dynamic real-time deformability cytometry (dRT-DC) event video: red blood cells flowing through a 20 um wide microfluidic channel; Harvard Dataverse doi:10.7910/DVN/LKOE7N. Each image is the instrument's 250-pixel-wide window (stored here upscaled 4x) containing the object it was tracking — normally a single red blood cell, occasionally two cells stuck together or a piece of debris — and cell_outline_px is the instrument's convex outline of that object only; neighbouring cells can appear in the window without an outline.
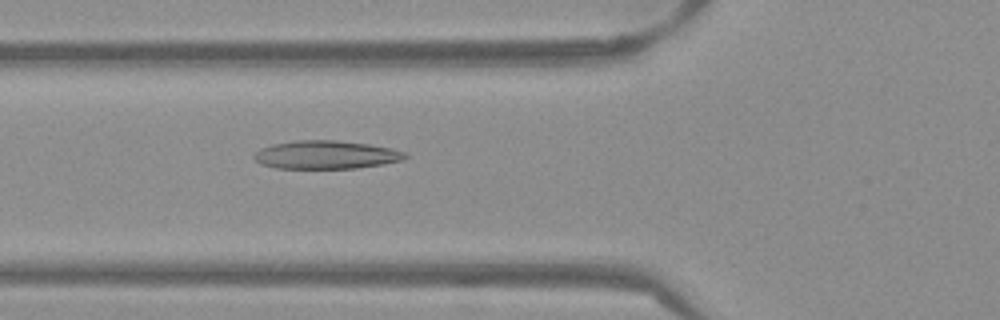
{"species": "Egyptian fruit bat (a non-hibernating species)", "species_latin": "Rousettus aegyptiacus", "temperature_condition": "warm", "stored_images_in_passage": 52, "camera_frame_rate_fps": 3000, "um_per_image_px": 0.085, "frame": {"image": 1, "passage_image": 19, "time_ms": 6.0, "image_size_px": [1000, 320], "cell_outline_px": [[408, 156], [404, 160], [384, 164], [356, 168], [276, 168], [260, 164], [252, 156], [260, 148], [272, 144], [296, 140], [336, 140], [368, 144], [408, 152]], "centroid_in_image_um": [27.71, 13.16], "position_along_channel_um": 98.1, "area_um2": 24.97}}
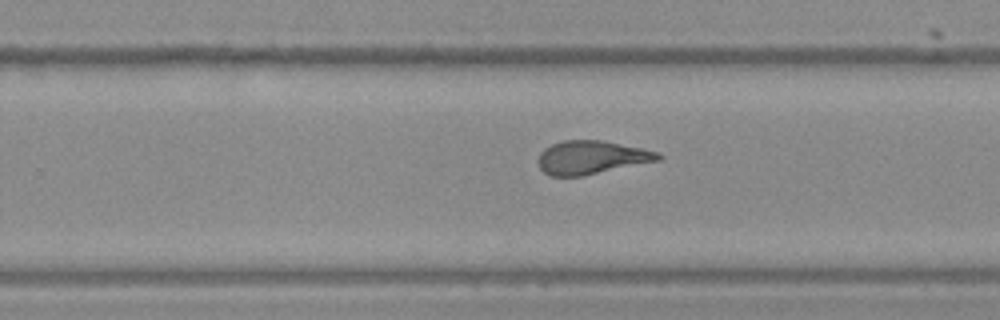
{"frame": {"image": 2, "passage_image": 33, "time_ms": 10.667, "image_size_px": [1000, 320], "cell_outline_px": [[664, 156], [660, 160], [580, 176], [552, 176], [544, 172], [540, 168], [536, 160], [540, 152], [544, 148], [552, 144], [564, 140], [600, 140], [660, 152]], "centroid_in_image_um": [50.25, 13.38], "position_along_channel_um": 279.6, "area_um2": 23.24}}
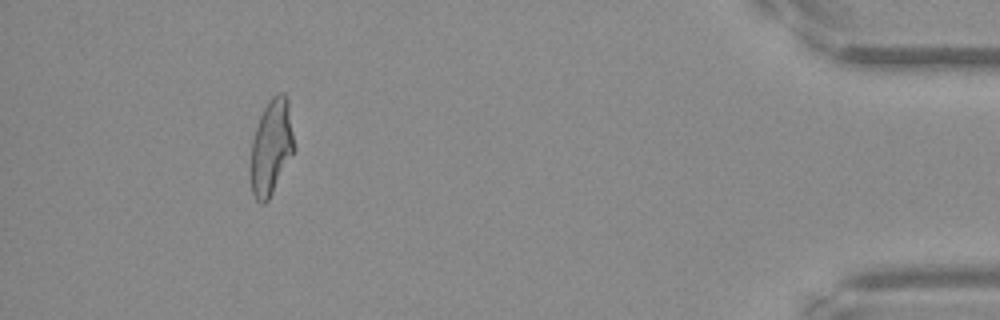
{"frame": {"image": 3, "passage_image": 48, "time_ms": 15.667, "image_size_px": [1000, 320], "cell_outline_px": [[296, 148], [268, 200], [264, 204], [260, 204], [256, 200], [252, 192], [248, 176], [248, 168], [252, 140], [260, 116], [268, 100], [276, 92], [284, 92], [288, 100]], "centroid_in_image_um": [23.03, 12.52], "position_along_channel_um": 412.2, "area_um2": 24.85}, "authors_computed_cell_mechanics": {"area_um2": 24.4783, "velocity_mm_per_s": 3.8746, "shape_relaxation_time_tau1_ms": 9.6433, "shape_relaxation_time_tau2_ms": 1.4701, "deformation_change_tau1": 0.2877, "deformation_change_tau2": 0.0979}}